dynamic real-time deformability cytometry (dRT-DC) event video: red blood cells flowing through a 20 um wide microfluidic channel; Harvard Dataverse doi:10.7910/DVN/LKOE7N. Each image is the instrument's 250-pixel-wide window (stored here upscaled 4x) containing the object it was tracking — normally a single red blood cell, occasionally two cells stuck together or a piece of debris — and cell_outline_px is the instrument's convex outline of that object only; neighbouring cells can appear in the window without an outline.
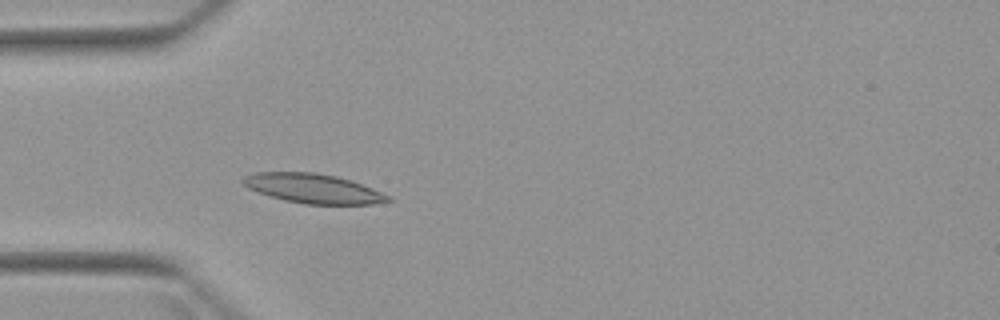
{"species": "Egyptian fruit bat (a non-hibernating species)", "species_latin": "Rousettus aegyptiacus", "temperature_condition": "warm", "stored_images_in_passage": 4, "camera_frame_rate_fps": 3000, "um_per_image_px": 0.085, "animal": {"sex": "female"}, "frame": {"image": 1, "passage_image": 4, "time_ms": 4.333, "image_size_px": [1000, 320], "cell_outline_px": [[392, 200], [372, 204], [304, 204], [284, 200], [248, 188], [240, 180], [244, 176], [256, 172], [316, 172], [336, 176], [352, 180], [372, 188], [388, 196]], "centroid_in_image_um": [26.6, 16.01], "position_along_channel_um": 58.4, "area_um2": 24.68}}